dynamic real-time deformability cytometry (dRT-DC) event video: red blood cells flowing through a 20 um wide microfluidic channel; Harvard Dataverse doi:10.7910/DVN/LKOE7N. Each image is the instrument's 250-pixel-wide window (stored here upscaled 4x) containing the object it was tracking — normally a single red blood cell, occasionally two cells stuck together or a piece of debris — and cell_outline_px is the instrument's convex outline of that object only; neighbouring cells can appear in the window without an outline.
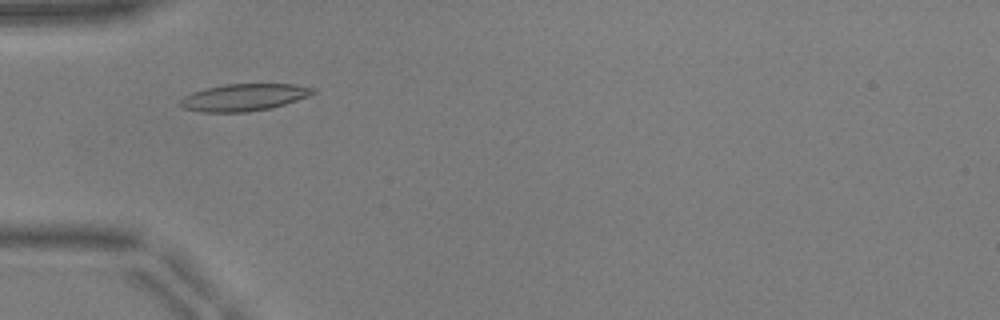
{"species": "common noctule bat (a hibernating species)", "species_latin": "Nyctalus noctula", "temperature_condition": "warm", "stored_images_in_passage": 40, "camera_frame_rate_fps": 3000, "um_per_image_px": 0.085, "animal": {"sex": "male", "body_mass_g": 17.9, "forearm_length_mm": 54.2}, "frame": {"image": 1, "passage_image": 5, "time_ms": 1.333, "image_size_px": [1000, 320], "cell_outline_px": [[316, 92], [308, 96], [272, 108], [248, 112], [200, 112], [184, 108], [176, 104], [184, 96], [192, 92], [204, 88], [228, 84], [292, 84], [316, 88]], "centroid_in_image_um": [20.7, 8.28], "position_along_channel_um": 64.3, "area_um2": 21.04}}
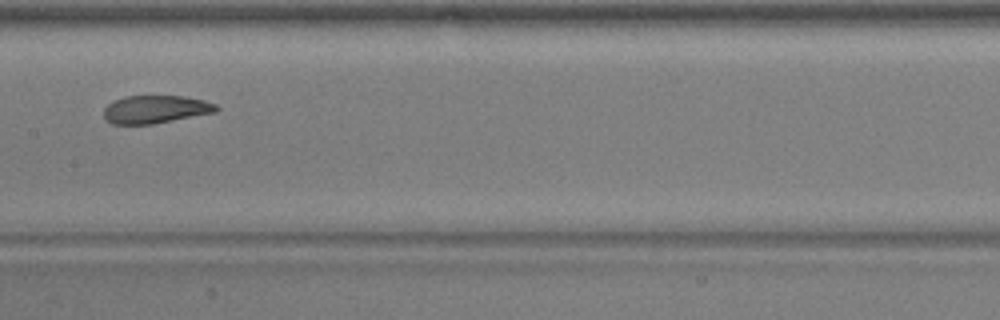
{"frame": {"image": 2, "passage_image": 15, "time_ms": 4.667, "image_size_px": [1000, 320], "cell_outline_px": [[220, 108], [216, 112], [152, 124], [112, 124], [104, 116], [104, 108], [108, 104], [124, 96], [184, 96], [204, 100], [216, 104]], "centroid_in_image_um": [13.24, 9.29], "position_along_channel_um": 194.2, "area_um2": 18.21}}
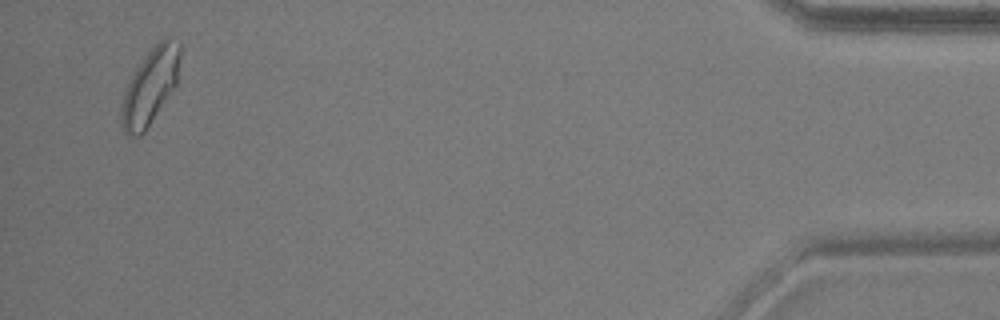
{"frame": {"image": 3, "passage_image": 38, "time_ms": 12.333, "image_size_px": [1000, 320], "cell_outline_px": [[180, 56], [176, 84], [144, 132], [140, 136], [132, 136], [124, 128], [120, 120], [120, 112], [124, 92], [136, 68], [148, 52], [164, 36], [168, 36], [180, 40]], "centroid_in_image_um": [12.78, 7.29], "position_along_channel_um": 422.4, "area_um2": 25.43}, "authors_computed_cell_mechanics": {"area_um2": 19.6231, "velocity_mm_per_s": 3.9347, "shape_relaxation_time_tau1_ms": 8.1118, "shape_relaxation_time_tau2_ms": 1.7045, "deformation_change_tau1": 0.2344, "deformation_change_tau2": 0.0754}}